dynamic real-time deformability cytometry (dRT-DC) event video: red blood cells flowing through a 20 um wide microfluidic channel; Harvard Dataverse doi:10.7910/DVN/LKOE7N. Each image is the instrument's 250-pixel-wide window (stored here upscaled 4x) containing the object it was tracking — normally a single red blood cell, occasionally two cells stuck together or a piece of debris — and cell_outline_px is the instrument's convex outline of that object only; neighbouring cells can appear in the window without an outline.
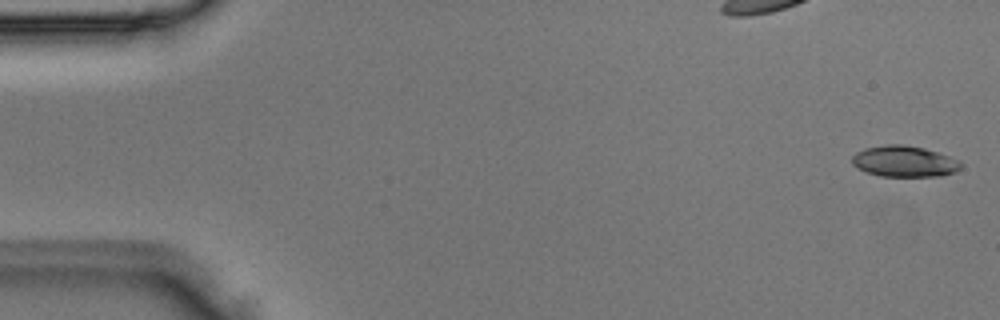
{"species": "Egyptian fruit bat (a non-hibernating species)", "species_latin": "Rousettus aegyptiacus", "temperature_condition": "room temperature", "stored_images_in_passage": 4, "camera_frame_rate_fps": 3000, "um_per_image_px": 0.085, "animal": {"sex": "male"}, "frame": {"image": 1, "passage_image": 1, "time_ms": 0.0, "image_size_px": [1000, 320], "cell_outline_px": [[960, 168], [956, 172], [940, 176], [880, 176], [856, 168], [852, 164], [852, 156], [856, 152], [864, 148], [888, 144], [900, 144], [924, 148], [960, 160]], "centroid_in_image_um": [76.84, 13.72], "position_along_channel_um": 8.2, "area_um2": 19.65}}